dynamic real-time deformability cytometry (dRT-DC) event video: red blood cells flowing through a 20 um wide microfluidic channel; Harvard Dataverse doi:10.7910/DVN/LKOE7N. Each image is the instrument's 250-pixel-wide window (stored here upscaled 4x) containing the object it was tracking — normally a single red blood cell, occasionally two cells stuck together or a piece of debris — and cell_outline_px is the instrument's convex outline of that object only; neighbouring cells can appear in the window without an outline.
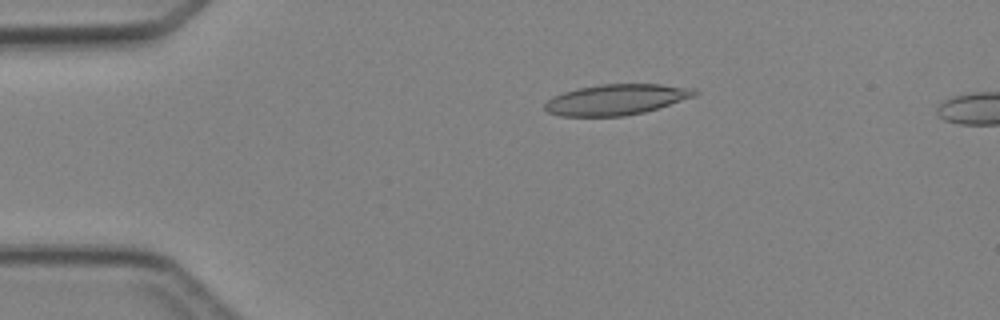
{"species": "Egyptian fruit bat (a non-hibernating species)", "species_latin": "Rousettus aegyptiacus", "temperature_condition": "cold", "stored_images_in_passage": 5, "camera_frame_rate_fps": 3000, "um_per_image_px": 0.085, "animal": {"sex": "female"}, "frame": {"image": 1, "passage_image": 3, "time_ms": 2.333, "image_size_px": [1000, 320], "cell_outline_px": [[700, 92], [696, 96], [644, 112], [624, 116], [560, 116], [548, 112], [544, 108], [544, 104], [552, 96], [576, 88], [600, 84], [660, 84], [696, 88]], "centroid_in_image_um": [52.4, 8.45], "position_along_channel_um": 32.6, "area_um2": 26.93}}